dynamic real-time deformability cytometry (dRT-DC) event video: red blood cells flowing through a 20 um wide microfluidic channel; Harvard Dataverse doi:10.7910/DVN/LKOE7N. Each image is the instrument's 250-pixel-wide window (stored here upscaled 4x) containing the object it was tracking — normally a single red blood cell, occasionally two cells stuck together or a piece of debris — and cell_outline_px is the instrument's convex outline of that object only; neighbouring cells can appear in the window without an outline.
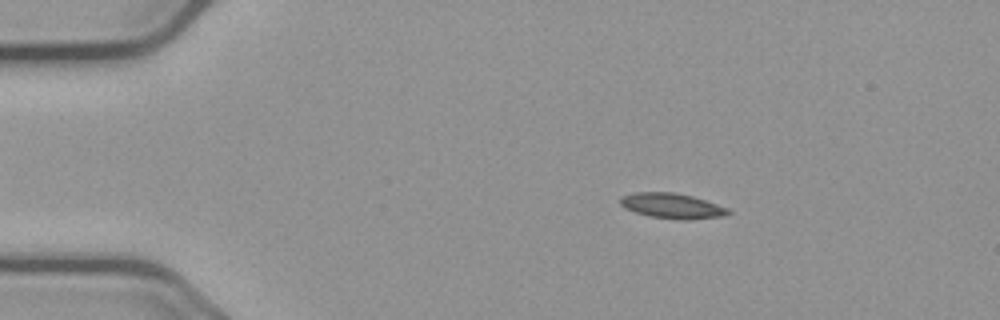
{"species": "common noctule bat (a hibernating species)", "species_latin": "Nyctalus noctula", "temperature_condition": "cold", "stored_images_in_passage": 55, "camera_frame_rate_fps": 3000, "um_per_image_px": 0.085, "animal": {"sex": "male", "body_mass_g": 23.1, "forearm_length_mm": 52.7}, "frame": {"image": 1, "passage_image": 9, "time_ms": 2.667, "image_size_px": [1000, 320], "cell_outline_px": [[732, 212], [728, 216], [688, 220], [680, 220], [648, 216], [624, 208], [620, 204], [620, 196], [636, 192], [676, 192], [692, 196], [728, 208]], "centroid_in_image_um": [57.14, 17.5], "position_along_channel_um": 27.9, "area_um2": 16.07}}
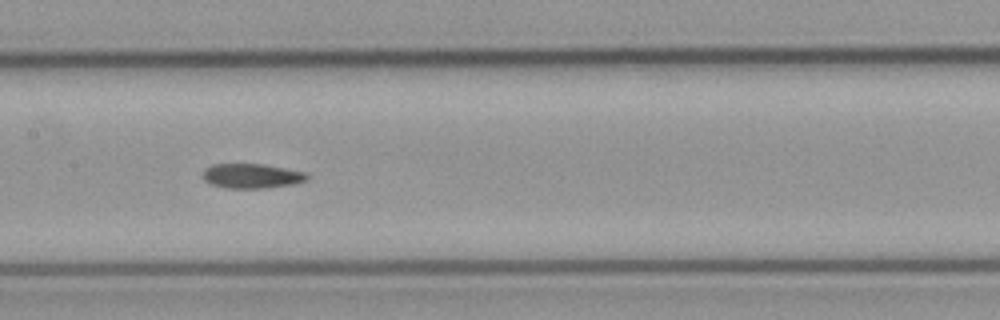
{"frame": {"image": 2, "passage_image": 27, "time_ms": 8.667, "image_size_px": [1000, 320], "cell_outline_px": [[308, 180], [296, 184], [268, 188], [224, 188], [212, 184], [204, 180], [200, 176], [212, 164], [260, 164], [284, 168], [304, 172], [308, 176]], "centroid_in_image_um": [21.4, 14.97], "position_along_channel_um": 186.0, "area_um2": 14.97}}
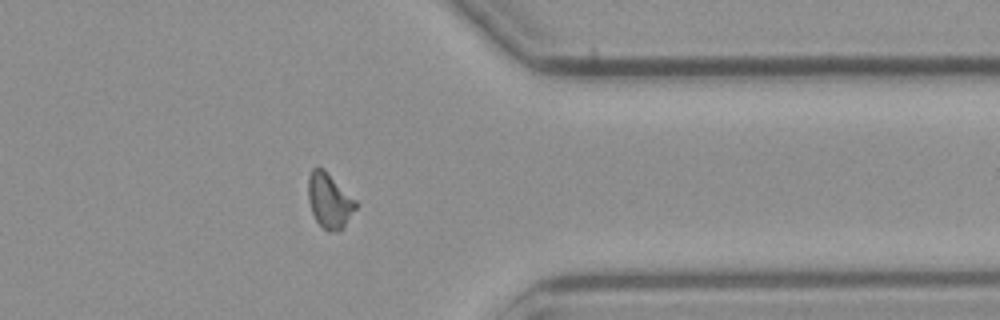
{"frame": {"image": 3, "passage_image": 44, "time_ms": 14.333, "image_size_px": [1000, 320], "cell_outline_px": [[360, 204], [344, 228], [336, 232], [328, 232], [316, 220], [312, 212], [308, 200], [308, 176], [312, 168], [324, 168]], "centroid_in_image_um": [28.03, 17.07], "position_along_channel_um": 383.4, "area_um2": 15.55}, "authors_computed_cell_mechanics": {"area_um2": 15.1436, "velocity_mm_per_s": 3.6821, "shape_relaxation_time_tau1_ms": null, "shape_relaxation_time_tau2_ms": 4.9241, "deformation_change_tau1": null, "deformation_change_tau2": 0.1156}}